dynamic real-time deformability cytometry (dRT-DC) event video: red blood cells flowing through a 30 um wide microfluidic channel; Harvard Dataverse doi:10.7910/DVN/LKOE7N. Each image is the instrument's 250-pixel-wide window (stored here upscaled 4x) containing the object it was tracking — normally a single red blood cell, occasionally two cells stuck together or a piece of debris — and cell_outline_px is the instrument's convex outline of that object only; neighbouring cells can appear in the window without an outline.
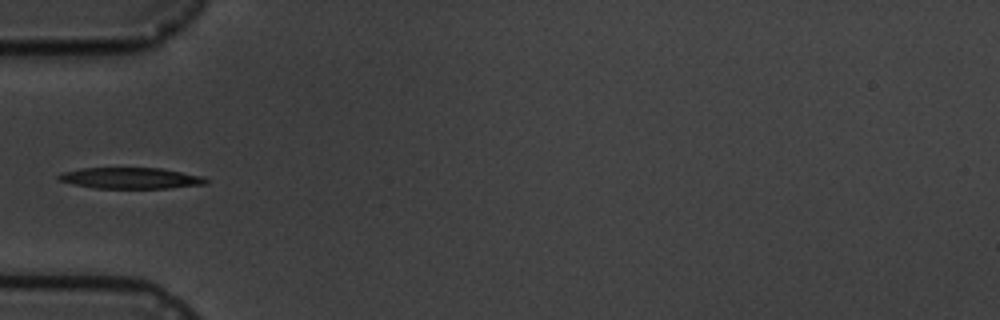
{"species": "common noctule bat (a hibernating species)", "species_latin": "Nyctalus noctula", "temperature_condition": "cold", "stored_images_in_passage": 9, "camera_frame_rate_fps": 3000, "um_per_image_px": 0.085, "animal": {"sex": "male", "body_mass_g": 19.5, "forearm_length_mm": 54.6}, "frame": {"image": 1, "passage_image": 3, "time_ms": 2.333, "image_size_px": [1000, 320], "cell_outline_px": [[208, 184], [168, 188], [96, 188], [72, 184], [56, 180], [56, 176], [60, 172], [80, 168], [160, 168], [204, 176], [208, 180]], "centroid_in_image_um": [11.07, 15.14], "position_along_channel_um": 73.9, "area_um2": 18.32}}
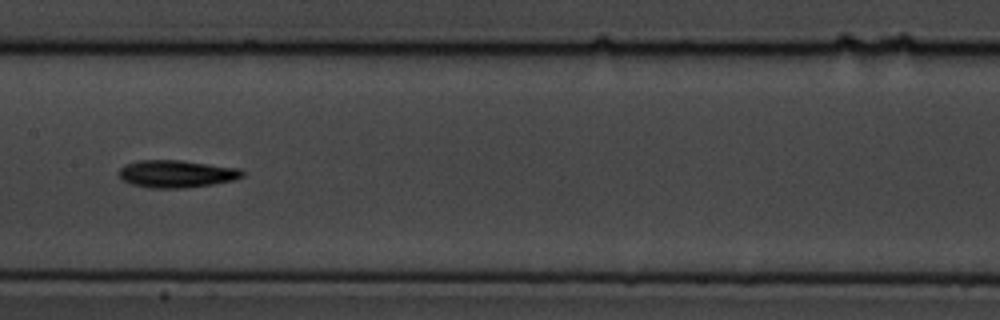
{"frame": {"image": 2, "passage_image": 6, "time_ms": 5.667, "image_size_px": [1000, 320], "cell_outline_px": [[244, 176], [236, 180], [212, 184], [184, 188], [148, 188], [132, 184], [120, 180], [116, 172], [124, 164], [140, 160], [180, 160], [240, 168], [244, 172]], "centroid_in_image_um": [14.97, 14.78], "position_along_channel_um": 192.4, "area_um2": 20.06}}
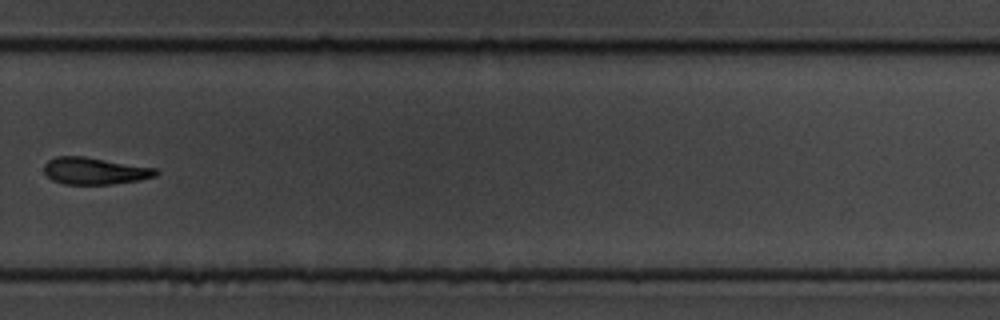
{"frame": {"image": 3, "passage_image": 9, "time_ms": 9.333, "image_size_px": [1000, 320], "cell_outline_px": [[160, 172], [156, 176], [140, 180], [112, 184], [64, 184], [52, 180], [44, 172], [44, 164], [48, 160], [56, 156], [84, 156], [156, 168]], "centroid_in_image_um": [8.05, 14.52], "position_along_channel_um": 321.7, "area_um2": 17.63}}